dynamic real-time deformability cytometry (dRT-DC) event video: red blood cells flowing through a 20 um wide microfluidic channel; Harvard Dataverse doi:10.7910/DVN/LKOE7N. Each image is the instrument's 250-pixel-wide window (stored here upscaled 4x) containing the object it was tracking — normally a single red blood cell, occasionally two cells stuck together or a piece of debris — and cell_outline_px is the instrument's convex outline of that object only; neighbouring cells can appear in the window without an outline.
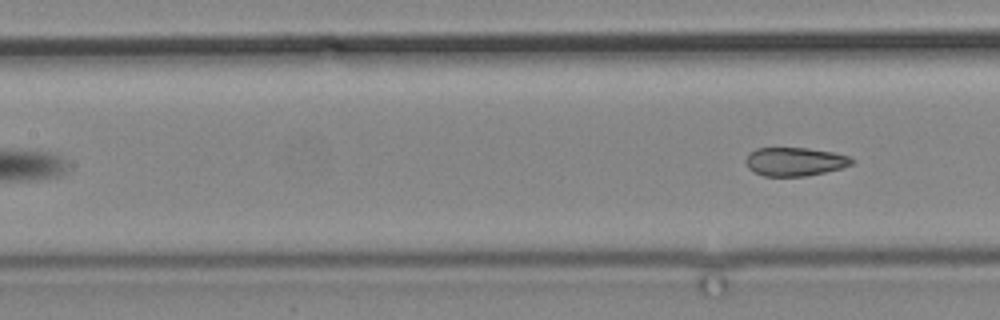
{"species": "common noctule bat (a hibernating species)", "species_latin": "Nyctalus noctula", "temperature_condition": "cold", "stored_images_in_passage": 11, "camera_frame_rate_fps": 3000, "um_per_image_px": 0.085, "animal": {"sex": "male", "body_mass_g": 19.2, "forearm_length_mm": 51.8}, "frame": {"image": 1, "passage_image": 11, "time_ms": 12.667, "image_size_px": [1000, 320], "cell_outline_px": [[852, 164], [840, 168], [808, 176], [764, 176], [748, 168], [744, 160], [756, 148], [808, 148], [832, 152], [848, 156], [852, 160]], "centroid_in_image_um": [67.54, 13.74], "position_along_channel_um": 139.9, "area_um2": 17.4}}